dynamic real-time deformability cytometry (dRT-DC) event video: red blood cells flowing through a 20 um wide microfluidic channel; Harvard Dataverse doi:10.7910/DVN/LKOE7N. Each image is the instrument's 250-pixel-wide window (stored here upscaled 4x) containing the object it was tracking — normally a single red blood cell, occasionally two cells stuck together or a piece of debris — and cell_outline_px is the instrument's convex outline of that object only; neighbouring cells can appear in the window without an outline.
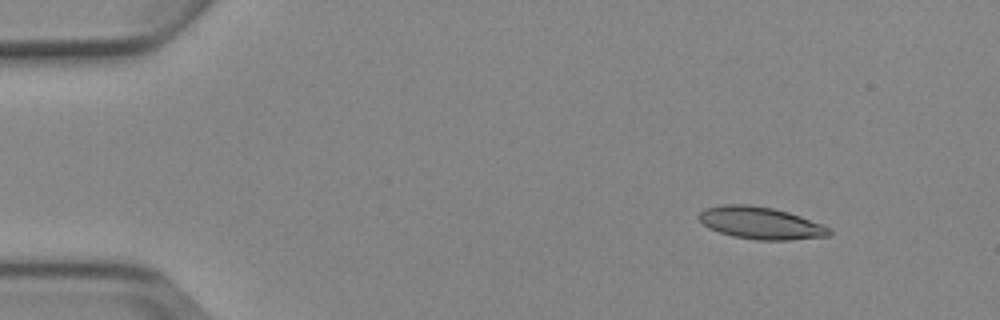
{"species": "Egyptian fruit bat (a non-hibernating species)", "species_latin": "Rousettus aegyptiacus", "temperature_condition": "cold", "stored_images_in_passage": 4, "camera_frame_rate_fps": 3000, "um_per_image_px": 0.085, "animal": {"sex": "female"}, "frame": {"image": 1, "passage_image": 2, "time_ms": 1.333, "image_size_px": [1000, 320], "cell_outline_px": [[832, 232], [828, 236], [792, 240], [756, 240], [732, 236], [708, 228], [700, 220], [700, 212], [704, 208], [724, 204], [748, 204], [772, 208], [788, 212], [824, 224], [832, 228]], "centroid_in_image_um": [64.69, 18.96], "position_along_channel_um": 20.3, "area_um2": 24.57}}
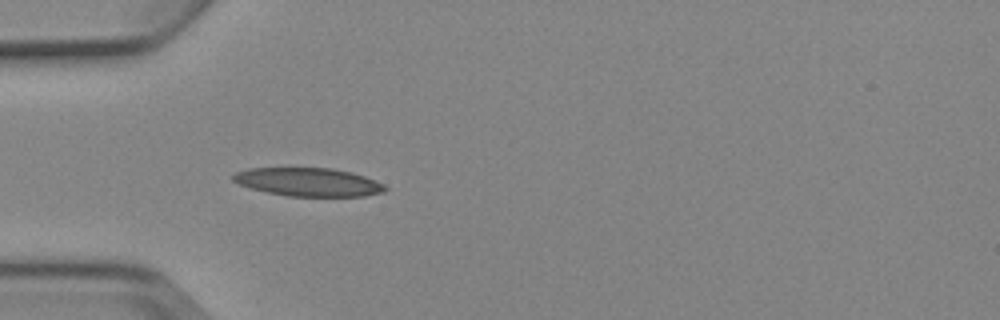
{"frame": {"image": 2, "passage_image": 4, "time_ms": 4.667, "image_size_px": [1000, 320], "cell_outline_px": [[388, 188], [384, 192], [364, 196], [288, 196], [268, 192], [252, 188], [240, 184], [232, 180], [232, 176], [236, 172], [248, 168], [332, 168], [352, 172], [364, 176], [384, 184]], "centroid_in_image_um": [26.23, 15.47], "position_along_channel_um": 58.8, "area_um2": 25.03}}